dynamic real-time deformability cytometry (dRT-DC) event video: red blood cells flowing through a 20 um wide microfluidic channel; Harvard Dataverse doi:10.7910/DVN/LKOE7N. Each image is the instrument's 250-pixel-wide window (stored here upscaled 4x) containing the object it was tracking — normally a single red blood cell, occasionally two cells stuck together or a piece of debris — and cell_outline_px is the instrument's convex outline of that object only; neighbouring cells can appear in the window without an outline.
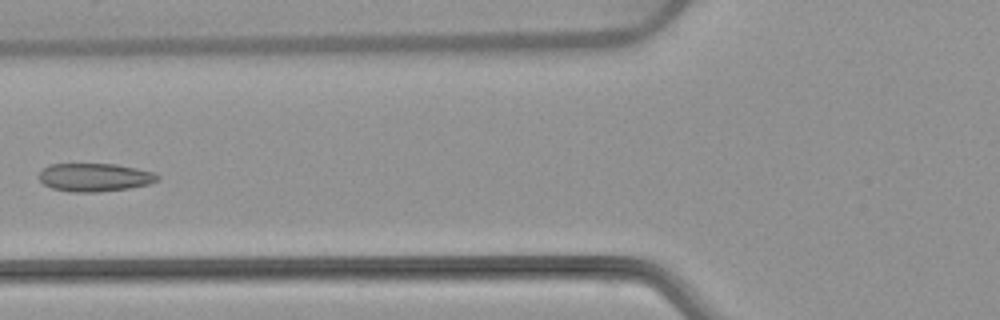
{"species": "common noctule bat (a hibernating species)", "species_latin": "Nyctalus noctula", "temperature_condition": "warm", "stored_images_in_passage": 4, "camera_frame_rate_fps": 3000, "um_per_image_px": 0.085, "animal": {"sex": "female", "body_mass_g": 22.7, "forearm_length_mm": 54.2}, "frame": {"image": 1, "passage_image": 4, "time_ms": 3.333, "image_size_px": [1000, 320], "cell_outline_px": [[160, 180], [148, 184], [128, 188], [96, 192], [72, 192], [52, 188], [44, 184], [40, 180], [40, 172], [48, 164], [116, 164], [136, 168], [152, 172], [160, 176]], "centroid_in_image_um": [8.06, 15.07], "position_along_channel_um": 117.7, "area_um2": 19.36}}